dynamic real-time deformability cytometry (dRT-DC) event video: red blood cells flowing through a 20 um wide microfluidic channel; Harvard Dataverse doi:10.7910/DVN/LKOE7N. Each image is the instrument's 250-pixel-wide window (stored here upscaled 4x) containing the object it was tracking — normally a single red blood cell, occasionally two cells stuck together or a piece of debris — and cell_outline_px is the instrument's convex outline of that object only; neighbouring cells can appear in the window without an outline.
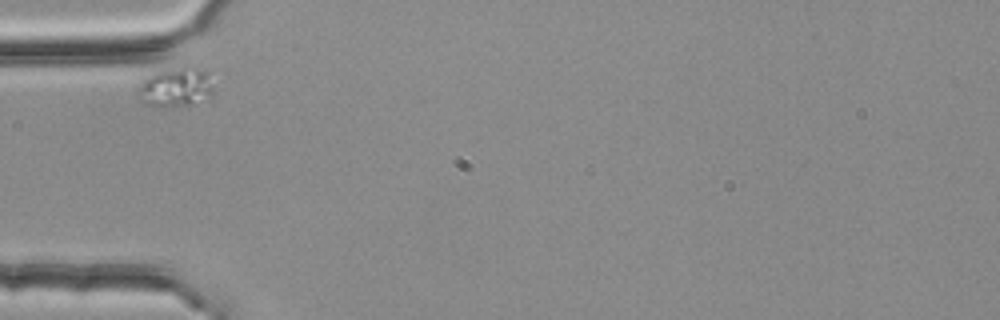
{"species": "common noctule bat (a hibernating species)", "species_latin": "Nyctalus noctula", "temperature_condition": "room temperature", "stored_images_in_passage": 4, "camera_frame_rate_fps": 3000, "um_per_image_px": 0.085, "animal": {"sex": "female", "body_mass_g": 25.1}, "frame": {"image": 1, "passage_image": 1, "time_ms": 0.0, "image_size_px": [1000, 320], "cell_outline_px": [[212, 96], [192, 104], [172, 108], [144, 104], [136, 100], [136, 88], [144, 76], [156, 72], [180, 68], [196, 68], [208, 72], [212, 88]], "centroid_in_image_um": [14.83, 7.46], "position_along_channel_um": 70.2, "area_um2": 17.57}}